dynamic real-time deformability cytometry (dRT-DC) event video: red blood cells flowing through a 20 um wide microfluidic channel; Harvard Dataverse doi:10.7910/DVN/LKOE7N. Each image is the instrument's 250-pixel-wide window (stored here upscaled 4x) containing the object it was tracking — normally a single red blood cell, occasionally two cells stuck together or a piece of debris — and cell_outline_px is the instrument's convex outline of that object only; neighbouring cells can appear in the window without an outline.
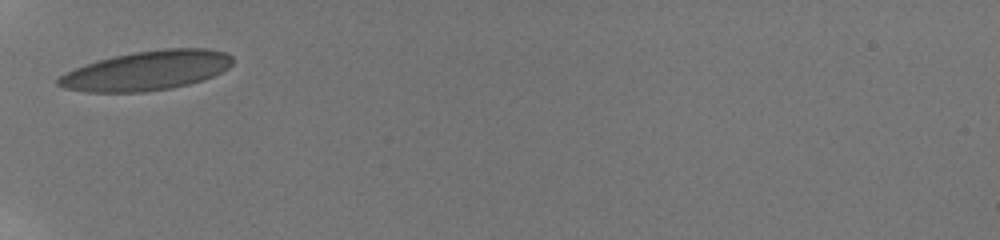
{"species": "human", "species_latin": "Homo sapiens", "temperature_condition": "room temperature", "stored_images_in_passage": 6, "camera_frame_rate_fps": 3000, "um_per_image_px": 0.085, "donor": {"sex": "male"}, "frame": {"image": 1, "passage_image": 1, "time_ms": 0.0, "image_size_px": [1000, 240], "cell_outline_px": [[232, 64], [228, 68], [212, 76], [188, 84], [172, 88], [144, 92], [88, 92], [64, 88], [56, 84], [56, 80], [60, 76], [76, 68], [112, 56], [136, 52], [164, 48], [208, 48], [228, 52], [232, 56]], "centroid_in_image_um": [12.5, 6.0], "position_along_channel_um": 72.5, "area_um2": 39.82}}